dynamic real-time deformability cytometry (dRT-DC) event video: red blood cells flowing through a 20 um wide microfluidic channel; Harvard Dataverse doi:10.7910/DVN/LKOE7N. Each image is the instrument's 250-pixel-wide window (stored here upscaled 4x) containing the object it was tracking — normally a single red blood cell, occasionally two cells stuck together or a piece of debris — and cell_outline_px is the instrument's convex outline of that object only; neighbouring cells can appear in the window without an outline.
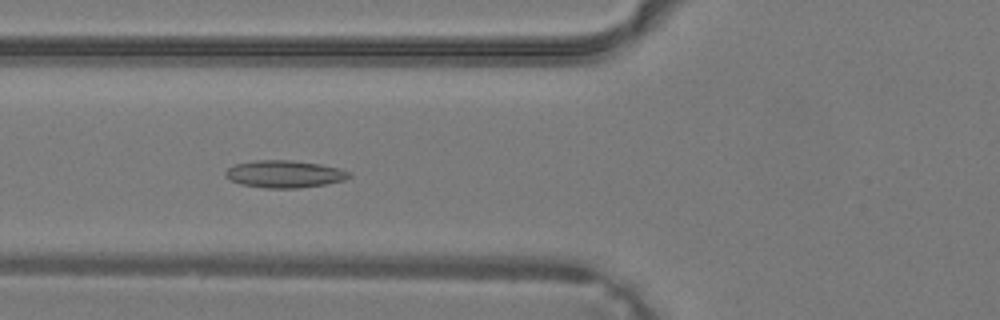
{"species": "common noctule bat (a hibernating species)", "species_latin": "Nyctalus noctula", "temperature_condition": "warm", "stored_images_in_passage": 31, "camera_frame_rate_fps": 3000, "um_per_image_px": 0.085, "animal": {"sex": "male", "body_mass_g": 19.2, "forearm_length_mm": 51.8}, "frame": {"image": 1, "passage_image": 7, "time_ms": 2.0, "image_size_px": [1000, 320], "cell_outline_px": [[352, 176], [344, 180], [324, 184], [300, 188], [268, 188], [240, 184], [224, 176], [224, 172], [228, 168], [236, 164], [256, 160], [292, 160], [320, 164], [340, 168], [348, 172]], "centroid_in_image_um": [24.18, 14.79], "position_along_channel_um": 101.6, "area_um2": 19.59}}
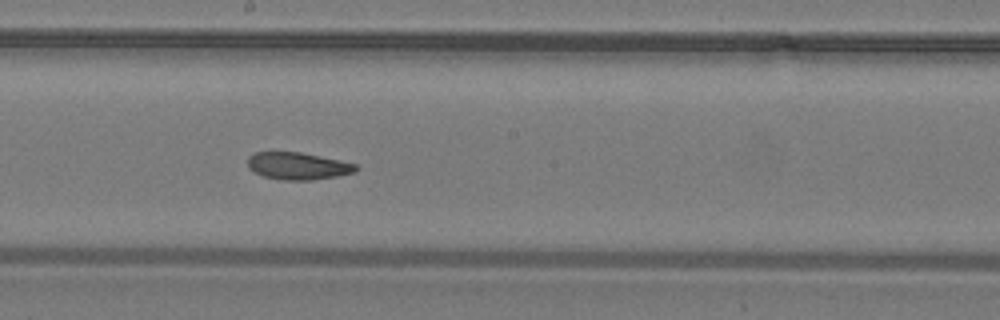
{"frame": {"image": 2, "passage_image": 14, "time_ms": 4.333, "image_size_px": [1000, 320], "cell_outline_px": [[360, 168], [356, 172], [336, 176], [312, 180], [280, 180], [264, 176], [252, 172], [248, 168], [248, 156], [256, 152], [300, 152], [340, 160], [356, 164]], "centroid_in_image_um": [25.31, 14.11], "position_along_channel_um": 222.9, "area_um2": 17.28}}
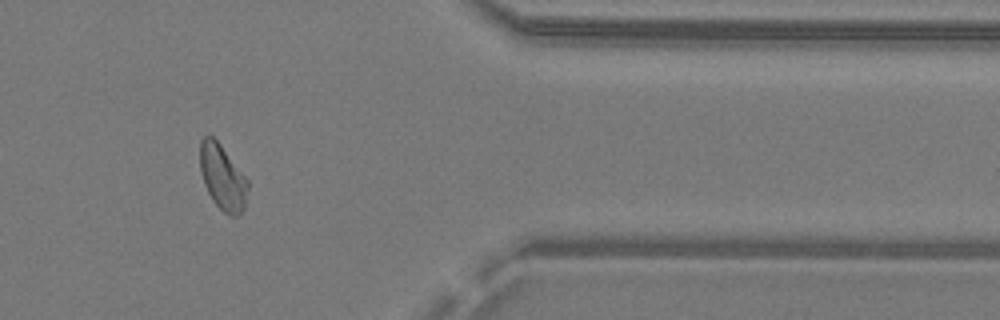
{"frame": {"image": 3, "passage_image": 25, "time_ms": 8.0, "image_size_px": [1000, 320], "cell_outline_px": [[248, 188], [244, 208], [236, 216], [228, 216], [212, 200], [204, 184], [200, 172], [200, 140], [204, 136], [212, 136], [220, 144], [248, 180]], "centroid_in_image_um": [18.9, 15.08], "position_along_channel_um": 392.5, "area_um2": 18.03}}